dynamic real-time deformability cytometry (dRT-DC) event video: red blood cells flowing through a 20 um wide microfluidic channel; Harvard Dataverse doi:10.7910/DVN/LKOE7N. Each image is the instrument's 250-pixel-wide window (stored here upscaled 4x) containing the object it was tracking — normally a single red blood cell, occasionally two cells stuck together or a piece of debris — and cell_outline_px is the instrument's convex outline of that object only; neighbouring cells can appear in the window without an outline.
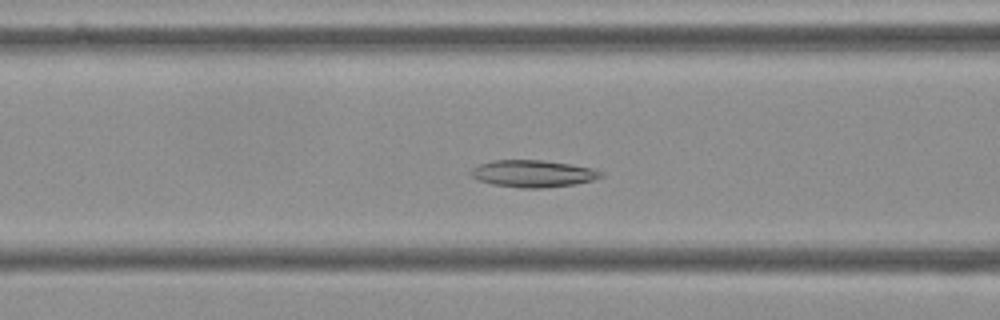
{"species": "Egyptian fruit bat (a non-hibernating species)", "species_latin": "Rousettus aegyptiacus", "temperature_condition": "cold", "stored_images_in_passage": 55, "camera_frame_rate_fps": 3000, "um_per_image_px": 0.085, "frame": {"image": 1, "passage_image": 21, "time_ms": 6.667, "image_size_px": [1000, 320], "cell_outline_px": [[604, 176], [592, 180], [572, 184], [540, 188], [520, 188], [492, 184], [476, 180], [468, 172], [472, 168], [480, 164], [492, 160], [544, 160], [592, 168], [604, 172]], "centroid_in_image_um": [45.26, 14.75], "position_along_channel_um": 121.3, "area_um2": 20.46}}
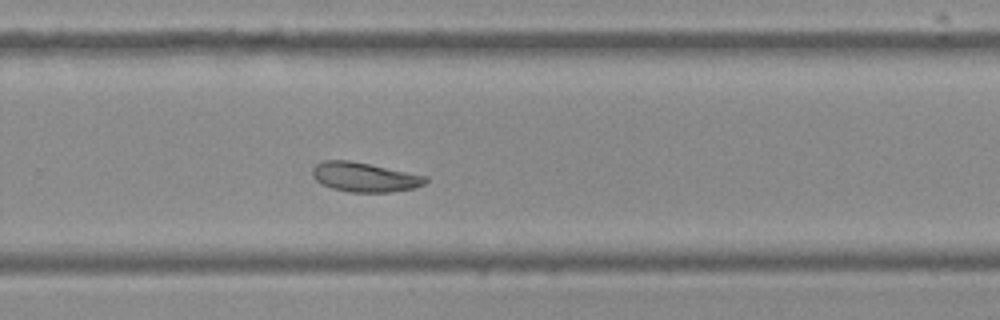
{"frame": {"image": 2, "passage_image": 36, "time_ms": 11.667, "image_size_px": [1000, 320], "cell_outline_px": [[428, 180], [424, 184], [412, 188], [388, 192], [348, 192], [332, 188], [316, 180], [312, 176], [312, 168], [316, 164], [324, 160], [348, 160], [428, 176]], "centroid_in_image_um": [30.97, 15.05], "position_along_channel_um": 298.8, "area_um2": 19.19}}
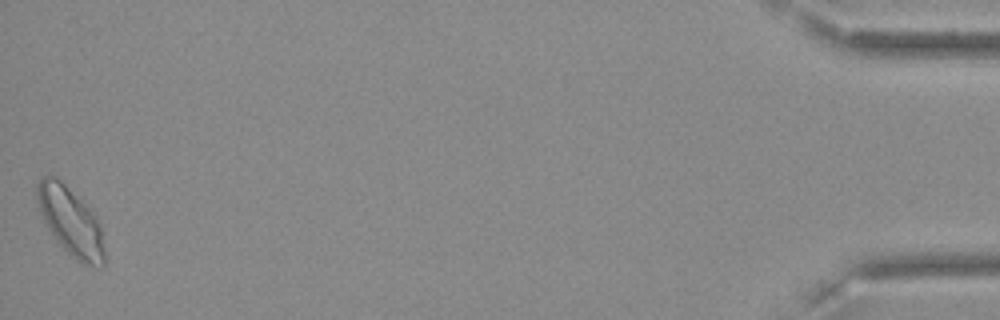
{"frame": {"image": 3, "passage_image": 55, "time_ms": 18.0, "image_size_px": [1000, 320], "cell_outline_px": [[104, 264], [80, 264], [56, 240], [48, 228], [40, 212], [36, 200], [36, 184], [40, 176], [56, 176], [96, 216], [100, 224], [104, 252]], "centroid_in_image_um": [5.96, 18.79], "position_along_channel_um": 429.2, "area_um2": 26.24}, "authors_computed_cell_mechanics": {"area_um2": 20.9236, "velocity_mm_per_s": 3.5509, "shape_relaxation_time_tau1_ms": null, "shape_relaxation_time_tau2_ms": 7.2691, "deformation_change_tau1": null, "deformation_change_tau2": 0.1253}}